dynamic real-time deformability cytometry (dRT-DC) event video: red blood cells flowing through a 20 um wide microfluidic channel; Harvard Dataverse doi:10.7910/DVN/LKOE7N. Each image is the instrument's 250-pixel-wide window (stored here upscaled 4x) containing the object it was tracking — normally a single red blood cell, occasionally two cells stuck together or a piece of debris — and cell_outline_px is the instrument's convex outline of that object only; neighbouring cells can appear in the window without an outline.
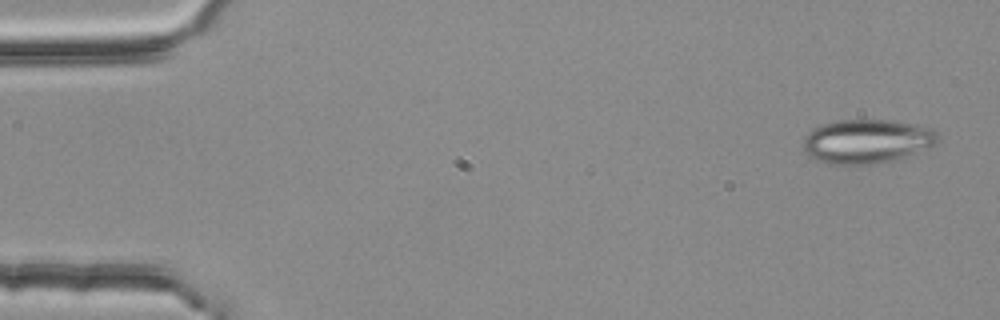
{"species": "common noctule bat (a hibernating species)", "species_latin": "Nyctalus noctula", "temperature_condition": "room temperature", "stored_images_in_passage": 3, "segment_of_instrument_passage": [1, 2], "camera_frame_rate_fps": 3000, "um_per_image_px": 0.085, "animal": {"sex": "female", "body_mass_g": 25.1}, "frame": {"image": 1, "passage_image": 1, "time_ms": 0.0, "image_size_px": [1000, 320], "cell_outline_px": [[940, 140], [932, 144], [896, 160], [868, 164], [832, 164], [820, 160], [812, 156], [804, 148], [804, 136], [812, 128], [824, 124], [840, 120], [888, 120], [912, 124], [932, 128], [940, 136]], "centroid_in_image_um": [73.68, 11.99], "position_along_channel_um": 11.3, "area_um2": 33.87}}